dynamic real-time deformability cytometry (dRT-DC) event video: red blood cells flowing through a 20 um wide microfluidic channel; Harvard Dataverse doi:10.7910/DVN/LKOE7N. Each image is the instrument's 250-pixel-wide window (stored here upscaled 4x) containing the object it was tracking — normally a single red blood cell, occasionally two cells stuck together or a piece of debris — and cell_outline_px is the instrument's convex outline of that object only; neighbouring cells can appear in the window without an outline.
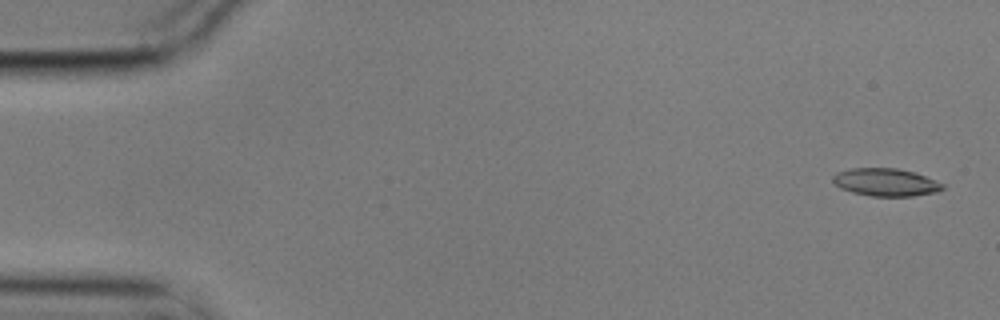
{"species": "common noctule bat (a hibernating species)", "species_latin": "Nyctalus noctula", "temperature_condition": "cold", "stored_images_in_passage": 6, "segment_of_instrument_passage": [1, 2], "camera_frame_rate_fps": 3000, "um_per_image_px": 0.085, "animal": {"sex": "male", "body_mass_g": 17.9}, "frame": {"image": 1, "passage_image": 1, "time_ms": 0.0, "image_size_px": [1000, 320], "cell_outline_px": [[944, 188], [936, 192], [912, 196], [872, 196], [852, 192], [840, 188], [832, 180], [832, 176], [836, 172], [852, 168], [896, 168], [912, 172], [924, 176], [944, 184]], "centroid_in_image_um": [75.25, 15.49], "position_along_channel_um": 9.7, "area_um2": 17.57}}
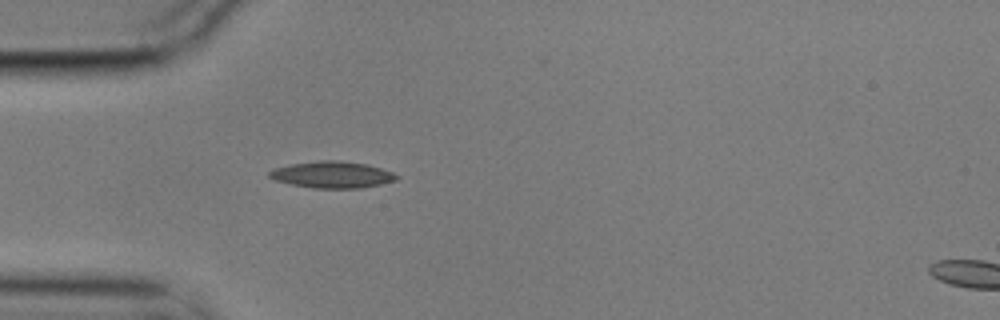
{"frame": {"image": 2, "passage_image": 5, "time_ms": 1.333, "image_size_px": [1000, 320], "cell_outline_px": [[400, 176], [396, 180], [380, 184], [360, 188], [312, 188], [292, 184], [276, 180], [268, 176], [268, 172], [272, 168], [292, 164], [320, 160], [340, 160], [368, 164], [392, 172]], "centroid_in_image_um": [28.24, 14.84], "position_along_channel_um": 56.8, "area_um2": 19.71}}